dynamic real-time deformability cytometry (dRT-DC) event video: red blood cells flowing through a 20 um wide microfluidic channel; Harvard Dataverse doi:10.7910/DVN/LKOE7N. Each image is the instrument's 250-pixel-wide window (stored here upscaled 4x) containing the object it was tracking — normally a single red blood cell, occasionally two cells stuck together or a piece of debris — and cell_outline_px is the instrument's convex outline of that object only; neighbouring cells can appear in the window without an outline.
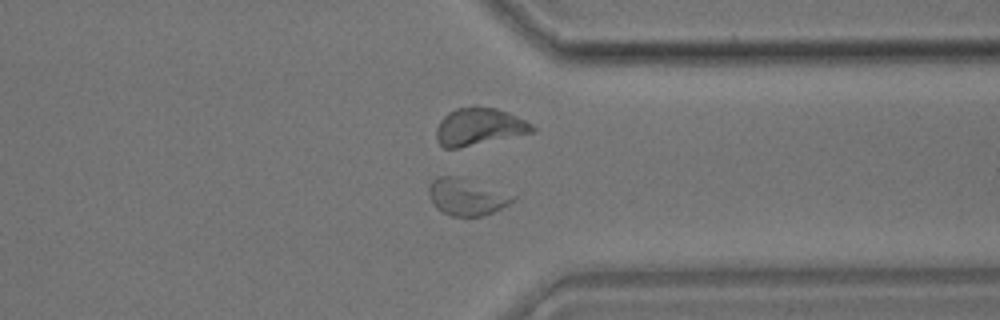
{"species": "common noctule bat (a hibernating species)", "species_latin": "Nyctalus noctula", "temperature_condition": "room temperature", "stored_images_in_passage": 27, "camera_frame_rate_fps": 3000, "um_per_image_px": 0.085, "animal": {"sex": "male", "body_mass_g": 17.9}, "frame": {"image": 1, "passage_image": 20, "time_ms": 6.333, "image_size_px": [1000, 320], "cell_outline_px": [[520, 192], [508, 204], [484, 216], [452, 216], [436, 208], [428, 192], [428, 188], [432, 180], [440, 176], [456, 176]], "centroid_in_image_um": [39.78, 16.7], "position_along_channel_um": 371.6, "area_um2": 18.55}}